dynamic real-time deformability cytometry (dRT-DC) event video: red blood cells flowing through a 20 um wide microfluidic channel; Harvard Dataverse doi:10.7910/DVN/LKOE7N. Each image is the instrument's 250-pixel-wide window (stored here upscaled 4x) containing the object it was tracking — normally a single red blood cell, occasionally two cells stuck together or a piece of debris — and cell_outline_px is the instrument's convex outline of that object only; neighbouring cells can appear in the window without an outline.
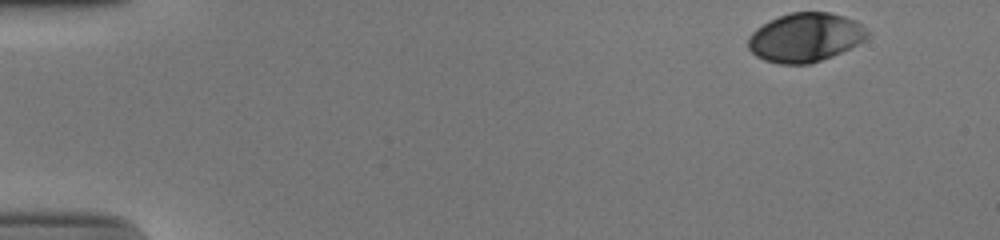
{"species": "human", "species_latin": "Homo sapiens", "temperature_condition": "cold", "stored_images_in_passage": 44, "camera_frame_rate_fps": 3000, "um_per_image_px": 0.085, "donor": {"sex": "male"}, "frame": {"image": 1, "passage_image": 1, "time_ms": 0.0, "image_size_px": [1000, 240], "cell_outline_px": [[872, 32], [864, 40], [832, 56], [808, 64], [780, 64], [764, 60], [756, 56], [748, 48], [748, 40], [752, 32], [756, 28], [780, 16], [792, 12], [828, 12], [844, 16], [856, 20]], "centroid_in_image_um": [68.47, 3.18], "position_along_channel_um": 16.5, "area_um2": 33.81}}
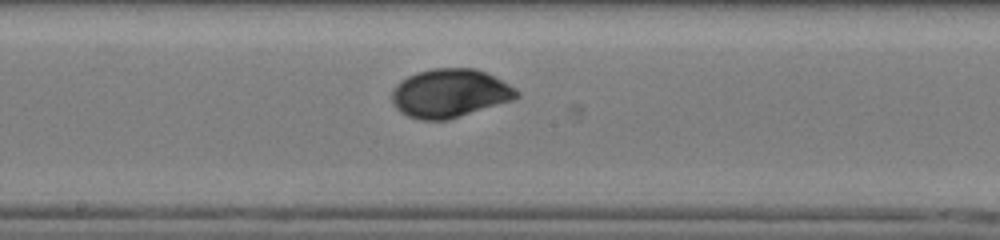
{"frame": {"image": 2, "passage_image": 26, "time_ms": 8.333, "image_size_px": [1000, 240], "cell_outline_px": [[520, 96], [512, 100], [448, 120], [420, 120], [408, 116], [400, 112], [396, 108], [392, 100], [392, 92], [396, 84], [400, 80], [416, 72], [432, 68], [476, 68], [508, 84], [520, 92]], "centroid_in_image_um": [38.2, 7.93], "position_along_channel_um": 210.0, "area_um2": 35.2}}
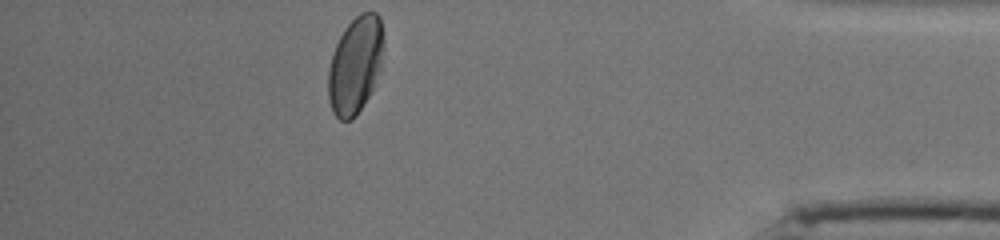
{"frame": {"image": 3, "passage_image": 44, "time_ms": 14.333, "image_size_px": [1000, 240], "cell_outline_px": [[380, 68], [372, 88], [368, 96], [352, 120], [340, 120], [332, 112], [328, 100], [328, 72], [332, 52], [344, 28], [360, 12], [376, 12], [380, 16]], "centroid_in_image_um": [30.13, 5.55], "position_along_channel_um": 405.1, "area_um2": 30.46}, "authors_computed_cell_mechanics": {"area_um2": 34.2465, "velocity_mm_per_s": 3.8821, "shape_relaxation_time_tau1_ms": 3.0361, "shape_relaxation_time_tau2_ms": 0.9416, "deformation_change_tau1": 0.1379, "deformation_change_tau2": 0.0319}}